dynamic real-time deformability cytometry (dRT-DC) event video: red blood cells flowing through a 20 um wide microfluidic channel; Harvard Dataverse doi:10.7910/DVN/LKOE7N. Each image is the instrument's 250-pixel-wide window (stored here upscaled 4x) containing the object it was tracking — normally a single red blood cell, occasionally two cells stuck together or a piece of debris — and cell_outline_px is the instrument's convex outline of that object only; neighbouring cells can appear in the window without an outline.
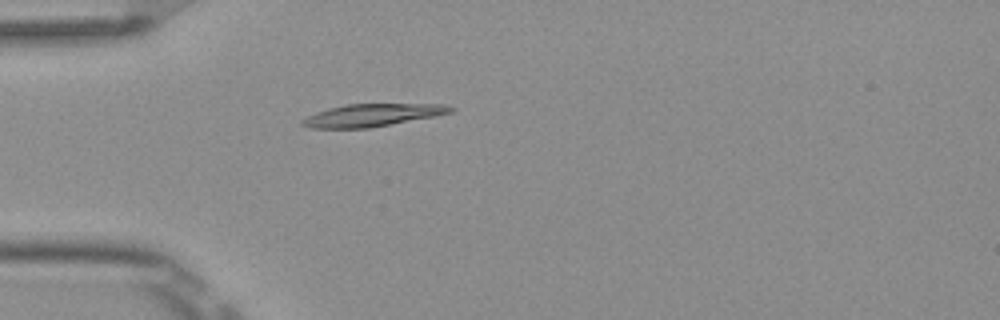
{"species": "Egyptian fruit bat (a non-hibernating species)", "species_latin": "Rousettus aegyptiacus", "temperature_condition": "room temperature", "stored_images_in_passage": 5, "camera_frame_rate_fps": 3000, "um_per_image_px": 0.085, "frame": {"image": 1, "passage_image": 5, "time_ms": 1.333, "image_size_px": [1000, 320], "cell_outline_px": [[456, 108], [452, 112], [436, 116], [368, 128], [312, 128], [300, 124], [300, 120], [316, 112], [328, 108], [344, 104], [440, 104]], "centroid_in_image_um": [31.62, 9.78], "position_along_channel_um": 53.4, "area_um2": 19.42}}